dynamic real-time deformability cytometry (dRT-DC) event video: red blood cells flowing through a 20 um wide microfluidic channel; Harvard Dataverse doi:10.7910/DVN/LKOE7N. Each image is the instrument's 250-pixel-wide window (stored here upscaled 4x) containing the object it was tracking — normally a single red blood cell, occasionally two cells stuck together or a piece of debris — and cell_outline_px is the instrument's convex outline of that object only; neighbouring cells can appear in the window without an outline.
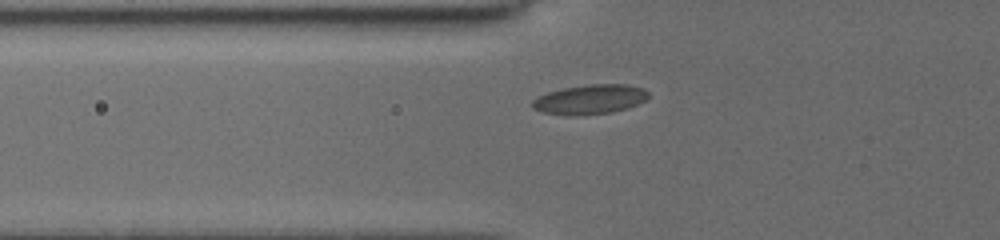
{"species": "common noctule bat (a hibernating species)", "species_latin": "Nyctalus noctula", "temperature_condition": "cold", "stored_images_in_passage": 35, "camera_frame_rate_fps": 3000, "um_per_image_px": 0.085, "animal": {"sex": "female", "body_mass_g": 19.5, "forearm_length_mm": 54.1}, "frame": {"image": 1, "passage_image": 2, "time_ms": 0.333, "image_size_px": [1000, 240], "cell_outline_px": [[648, 96], [644, 100], [628, 108], [612, 112], [576, 116], [568, 116], [544, 112], [532, 108], [532, 100], [536, 96], [548, 92], [564, 88], [588, 84], [628, 84], [644, 88], [648, 92]], "centroid_in_image_um": [50.12, 8.45], "position_along_channel_um": 75.7, "area_um2": 20.11}}
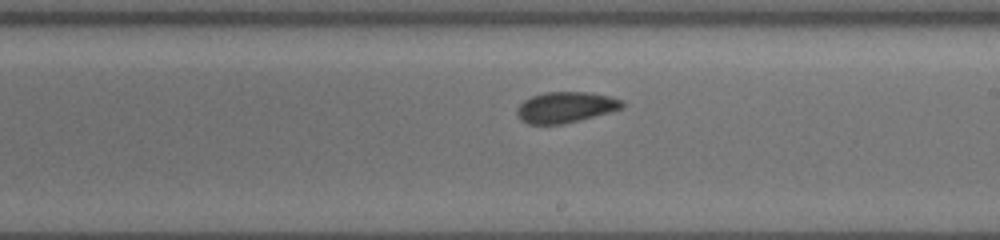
{"frame": {"image": 2, "passage_image": 18, "time_ms": 4.667, "image_size_px": [1000, 240], "cell_outline_px": [[624, 108], [580, 120], [560, 124], [528, 124], [520, 120], [516, 116], [516, 108], [524, 100], [532, 96], [544, 92], [592, 92], [624, 100]], "centroid_in_image_um": [48.06, 9.11], "position_along_channel_um": 240.9, "area_um2": 19.07}}
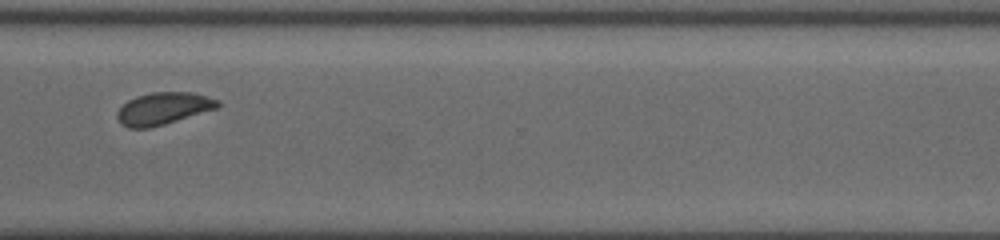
{"frame": {"image": 3, "passage_image": 34, "time_ms": 7.667, "image_size_px": [1000, 240], "cell_outline_px": [[220, 104], [216, 108], [164, 124], [148, 128], [128, 128], [120, 124], [116, 116], [116, 112], [128, 100], [136, 96], [152, 92], [192, 92], [220, 100]], "centroid_in_image_um": [13.84, 9.22], "position_along_channel_um": 356.8, "area_um2": 18.73}}